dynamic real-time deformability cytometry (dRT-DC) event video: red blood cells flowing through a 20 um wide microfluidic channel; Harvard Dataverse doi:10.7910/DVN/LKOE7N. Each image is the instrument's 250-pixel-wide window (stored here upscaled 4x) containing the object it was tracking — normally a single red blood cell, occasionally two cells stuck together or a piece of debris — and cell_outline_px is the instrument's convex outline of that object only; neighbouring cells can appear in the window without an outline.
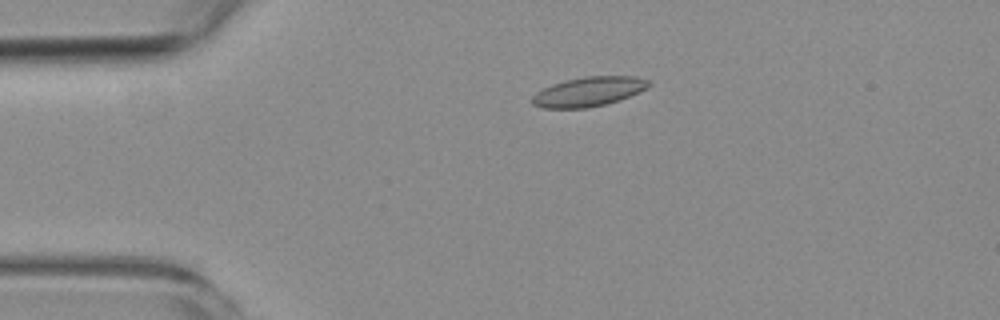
{"species": "common noctule bat (a hibernating species)", "species_latin": "Nyctalus noctula", "temperature_condition": "room temperature", "stored_images_in_passage": 3, "camera_frame_rate_fps": 3000, "um_per_image_px": 0.085, "animal": {"sex": "female", "body_mass_g": 19.3, "forearm_length_mm": 54.1}, "frame": {"image": 1, "passage_image": 1, "time_ms": 0.0, "image_size_px": [1000, 320], "cell_outline_px": [[652, 84], [648, 88], [620, 100], [588, 108], [544, 108], [532, 104], [532, 96], [536, 92], [552, 84], [584, 76], [636, 76], [648, 80]], "centroid_in_image_um": [50.06, 7.79], "position_along_channel_um": 34.9, "area_um2": 20.0}}